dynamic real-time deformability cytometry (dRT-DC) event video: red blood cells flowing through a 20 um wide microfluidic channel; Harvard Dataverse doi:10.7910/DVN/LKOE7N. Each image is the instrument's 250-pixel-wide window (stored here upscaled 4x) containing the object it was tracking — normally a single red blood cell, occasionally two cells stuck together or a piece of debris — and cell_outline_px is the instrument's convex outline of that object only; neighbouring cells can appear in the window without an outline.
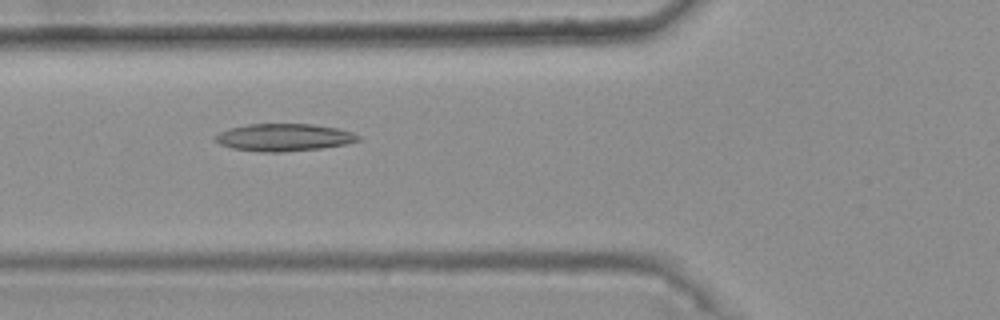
{"species": "common noctule bat (a hibernating species)", "species_latin": "Nyctalus noctula", "temperature_condition": "warm", "stored_images_in_passage": 45, "camera_frame_rate_fps": 3000, "um_per_image_px": 0.085, "animal": {"sex": "female", "body_mass_g": 25.1}, "frame": {"image": 1, "passage_image": 16, "time_ms": 5.0, "image_size_px": [1000, 320], "cell_outline_px": [[360, 140], [344, 144], [320, 148], [284, 152], [260, 152], [232, 148], [220, 144], [212, 140], [212, 136], [228, 128], [248, 124], [312, 124], [336, 128], [352, 132], [360, 136]], "centroid_in_image_um": [24.06, 11.68], "position_along_channel_um": 101.7, "area_um2": 22.89}}
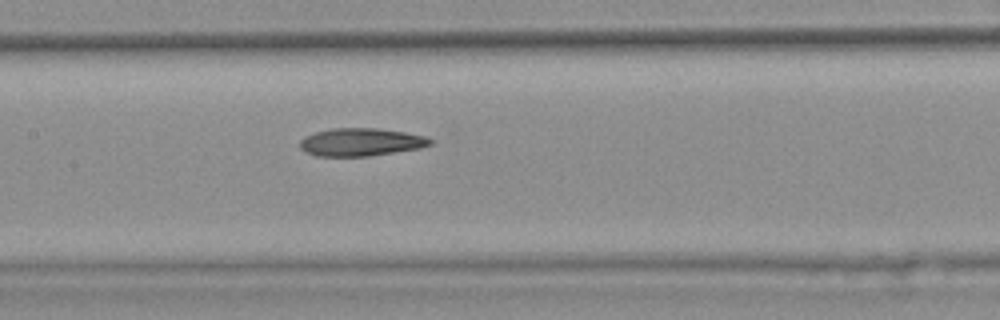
{"frame": {"image": 2, "passage_image": 22, "time_ms": 7.0, "image_size_px": [1000, 320], "cell_outline_px": [[432, 144], [420, 148], [368, 156], [316, 156], [304, 152], [300, 148], [300, 140], [304, 136], [316, 132], [332, 128], [376, 128], [404, 132], [428, 136], [432, 140]], "centroid_in_image_um": [30.66, 12.08], "position_along_channel_um": 176.7, "area_um2": 21.21}}
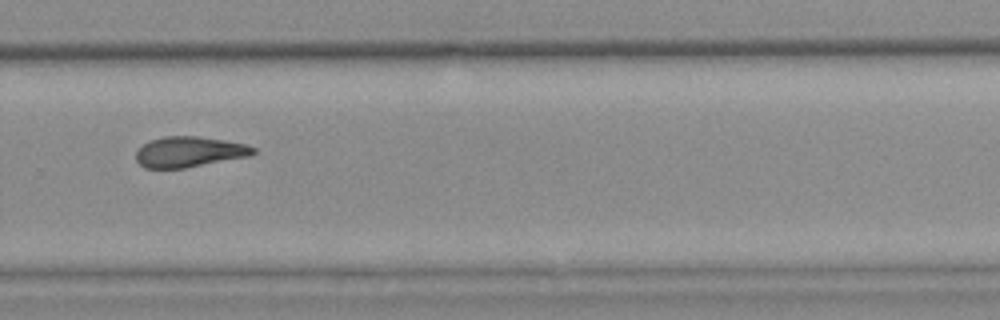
{"frame": {"image": 3, "passage_image": 33, "time_ms": 10.667, "image_size_px": [1000, 320], "cell_outline_px": [[256, 152], [248, 156], [184, 168], [144, 168], [136, 160], [136, 152], [148, 140], [164, 136], [196, 136], [244, 144], [256, 148]], "centroid_in_image_um": [16.04, 12.91], "position_along_channel_um": 313.8, "area_um2": 20.58}, "authors_computed_cell_mechanics": {"area_um2": 21.5594, "velocity_mm_per_s": 3.7495, "shape_relaxation_time_tau1_ms": null, "shape_relaxation_time_tau2_ms": 5.4876, "deformation_change_tau1": null, "deformation_change_tau2": 0.1539}}